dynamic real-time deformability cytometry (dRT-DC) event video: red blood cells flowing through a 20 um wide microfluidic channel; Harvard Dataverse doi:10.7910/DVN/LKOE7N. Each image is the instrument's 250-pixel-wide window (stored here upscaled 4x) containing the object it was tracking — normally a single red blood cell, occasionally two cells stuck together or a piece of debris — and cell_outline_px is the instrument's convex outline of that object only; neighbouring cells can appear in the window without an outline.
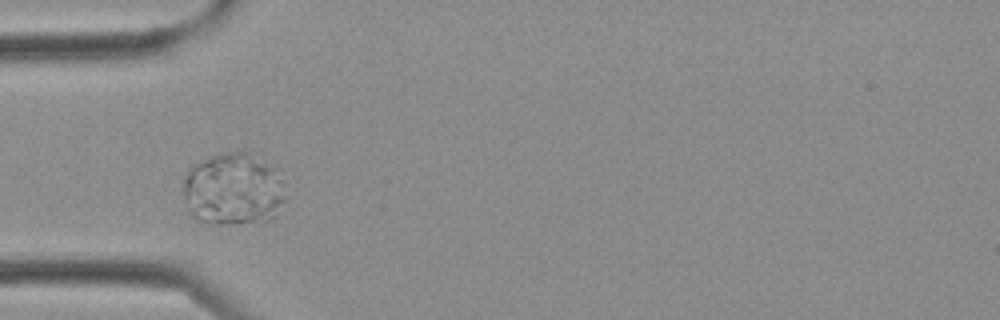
{"species": "Egyptian fruit bat (a non-hibernating species)", "species_latin": "Rousettus aegyptiacus", "temperature_condition": "cold", "stored_images_in_passage": 1, "camera_frame_rate_fps": 3000, "um_per_image_px": 0.085, "frame": {"image": 1, "passage_image": 1, "time_ms": 0.0, "image_size_px": [1000, 320], "cell_outline_px": [[284, 200], [276, 216], [268, 220], [236, 224], [196, 220], [188, 208], [184, 196], [184, 180], [188, 168], [192, 164], [212, 156], [224, 152], [248, 148], [284, 168]], "centroid_in_image_um": [19.95, 15.98], "position_along_channel_um": 65.1, "area_um2": 44.91}}